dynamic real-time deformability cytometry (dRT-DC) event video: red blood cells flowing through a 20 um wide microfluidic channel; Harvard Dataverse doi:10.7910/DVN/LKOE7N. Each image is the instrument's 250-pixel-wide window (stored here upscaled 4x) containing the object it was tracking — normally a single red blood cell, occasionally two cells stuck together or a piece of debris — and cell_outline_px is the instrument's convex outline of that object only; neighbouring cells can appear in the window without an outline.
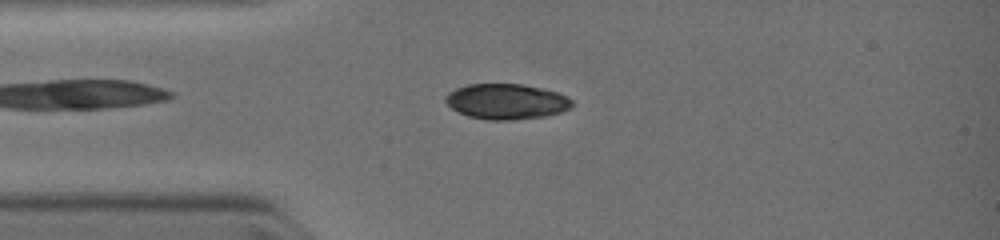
{"species": "common noctule bat (a hibernating species)", "species_latin": "Nyctalus noctula", "temperature_condition": "warm", "stored_images_in_passage": 65, "camera_frame_rate_fps": 3000, "um_per_image_px": 0.085, "animal": {"sex": "female", "body_mass_g": 19.0, "forearm_length_mm": 51.5}, "frame": {"image": 1, "passage_image": 7, "time_ms": 1.333, "image_size_px": [1000, 240], "cell_outline_px": [[572, 104], [568, 108], [560, 112], [544, 116], [508, 120], [488, 120], [468, 116], [452, 108], [444, 100], [444, 96], [448, 92], [456, 88], [468, 84], [520, 84], [540, 88], [556, 92], [568, 96], [572, 100]], "centroid_in_image_um": [43.01, 8.62], "position_along_channel_um": 42.0, "area_um2": 25.89}}
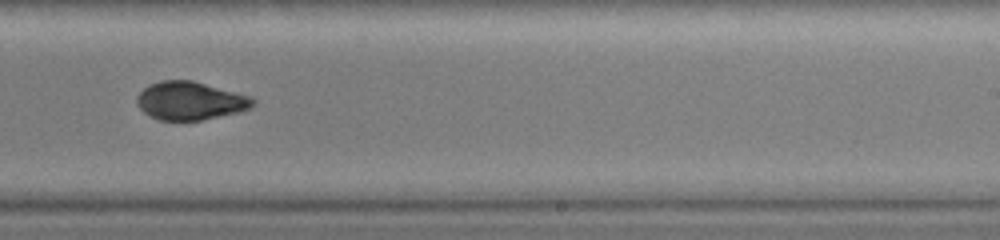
{"frame": {"image": 2, "passage_image": 35, "time_ms": 6.0, "image_size_px": [1000, 240], "cell_outline_px": [[256, 104], [252, 108], [236, 112], [200, 120], [160, 120], [144, 112], [136, 104], [136, 96], [148, 84], [160, 80], [192, 80], [252, 96], [256, 100]], "centroid_in_image_um": [16.18, 8.55], "position_along_channel_um": 272.8, "area_um2": 25.89}}
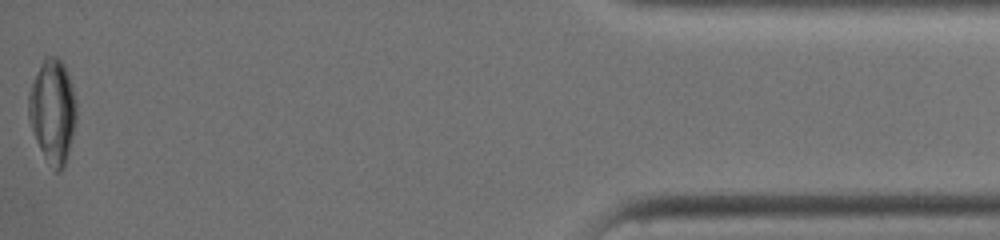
{"frame": {"image": 3, "passage_image": 64, "time_ms": 10.667, "image_size_px": [1000, 240], "cell_outline_px": [[76, 124], [72, 140], [64, 168], [60, 172], [56, 172], [44, 156], [32, 132], [28, 116], [28, 92], [36, 72], [44, 56], [56, 56], [64, 64], [68, 72], [72, 84], [76, 100]], "centroid_in_image_um": [4.48, 9.42], "position_along_channel_um": 430.7, "area_um2": 29.25}}